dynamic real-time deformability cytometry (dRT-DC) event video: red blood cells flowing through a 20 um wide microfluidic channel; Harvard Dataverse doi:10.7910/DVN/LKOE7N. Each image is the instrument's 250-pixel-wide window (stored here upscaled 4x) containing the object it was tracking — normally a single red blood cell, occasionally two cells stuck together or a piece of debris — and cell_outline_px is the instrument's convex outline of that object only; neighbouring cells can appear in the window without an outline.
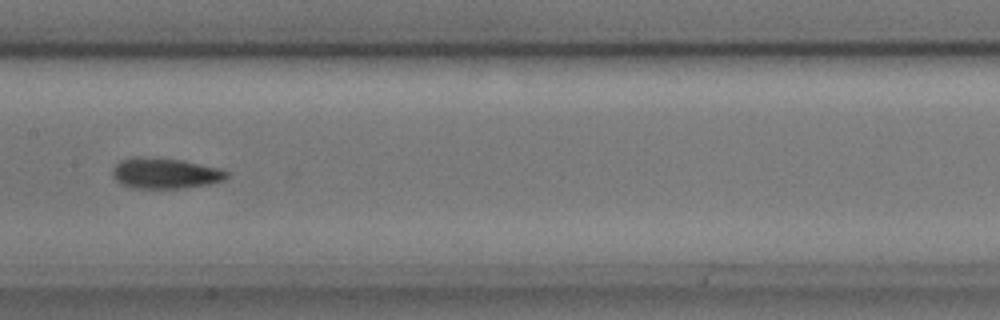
{"species": "common noctule bat (a hibernating species)", "species_latin": "Nyctalus noctula", "temperature_condition": "cold", "stored_images_in_passage": 47, "camera_frame_rate_fps": 3000, "um_per_image_px": 0.085, "animal": {"sex": "male", "body_mass_g": 17.9, "forearm_length_mm": 54.2}, "frame": {"image": 1, "passage_image": 19, "time_ms": 6.0, "image_size_px": [1000, 320], "cell_outline_px": [[228, 176], [224, 180], [208, 184], [184, 188], [132, 188], [120, 184], [112, 176], [112, 168], [120, 160], [132, 156], [144, 156], [180, 160], [220, 168], [228, 172]], "centroid_in_image_um": [13.99, 14.72], "position_along_channel_um": 193.4, "area_um2": 20.58}}
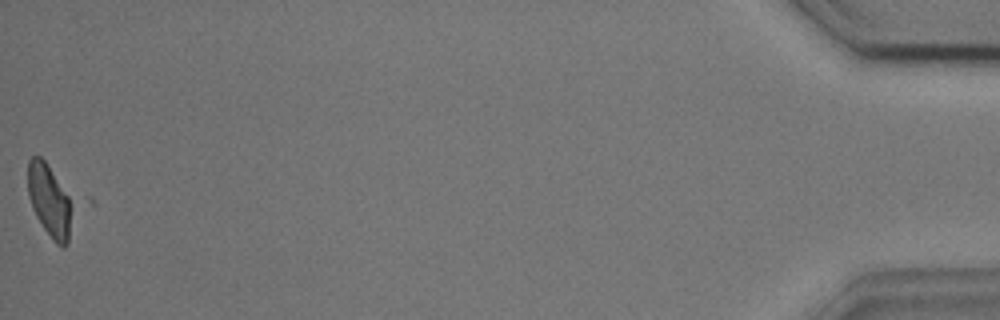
{"frame": {"image": 2, "passage_image": 47, "time_ms": 15.333, "image_size_px": [1000, 320], "cell_outline_px": [[68, 244], [64, 248], [60, 248], [52, 240], [36, 216], [32, 208], [28, 196], [28, 160], [32, 156], [40, 156], [44, 160], [68, 196]], "centroid_in_image_um": [4.12, 17.06], "position_along_channel_um": 431.1, "area_um2": 17.69}, "authors_computed_cell_mechanics": {"area_um2": 19.7676, "velocity_mm_per_s": 3.6146, "shape_relaxation_time_tau1_ms": 3.1461, "shape_relaxation_time_tau2_ms": 1.6144, "deformation_change_tau1": 0.1185, "deformation_change_tau2": 0.0739}}